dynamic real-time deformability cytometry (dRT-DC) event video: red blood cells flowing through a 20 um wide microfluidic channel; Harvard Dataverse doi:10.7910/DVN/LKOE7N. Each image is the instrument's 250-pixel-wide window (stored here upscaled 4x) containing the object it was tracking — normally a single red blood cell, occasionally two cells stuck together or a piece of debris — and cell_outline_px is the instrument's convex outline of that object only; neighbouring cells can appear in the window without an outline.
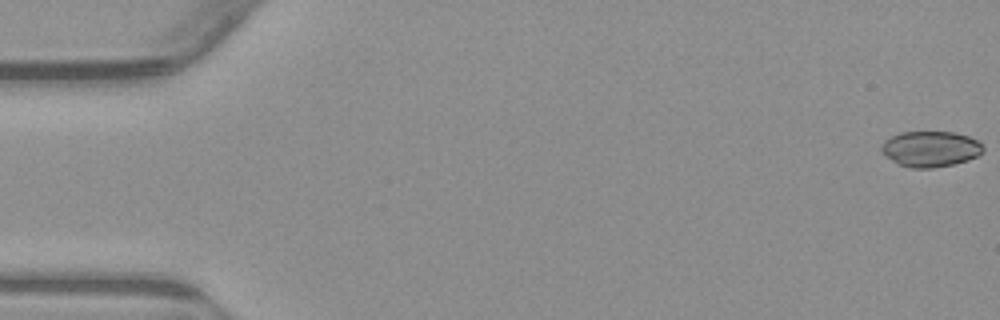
{"species": "common noctule bat (a hibernating species)", "species_latin": "Nyctalus noctula", "temperature_condition": "warm", "stored_images_in_passage": 55, "camera_frame_rate_fps": 3000, "um_per_image_px": 0.085, "animal": {"sex": "male", "body_mass_g": 23.1, "forearm_length_mm": 52.7}, "frame": {"image": 1, "passage_image": 1, "time_ms": 0.0, "image_size_px": [1000, 320], "cell_outline_px": [[984, 152], [968, 160], [952, 164], [932, 168], [912, 168], [900, 164], [888, 156], [880, 148], [884, 140], [900, 132], [956, 132], [968, 136], [984, 144]], "centroid_in_image_um": [79.14, 12.64], "position_along_channel_um": 5.9, "area_um2": 20.98}}
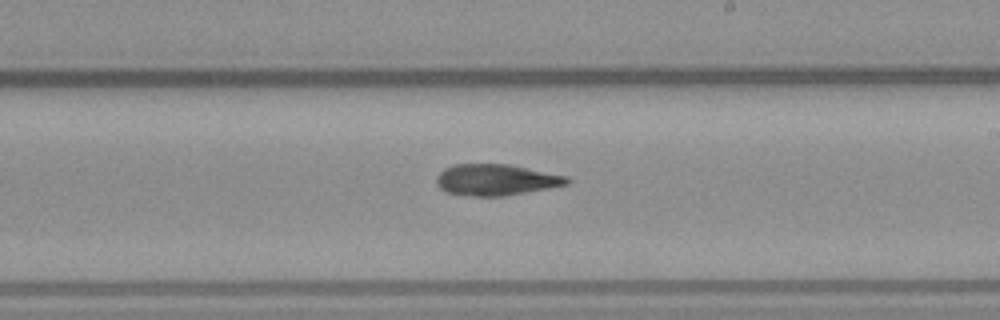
{"frame": {"image": 2, "passage_image": 32, "time_ms": 10.333, "image_size_px": [1000, 320], "cell_outline_px": [[572, 180], [568, 184], [548, 188], [504, 196], [472, 196], [448, 192], [440, 188], [436, 184], [436, 176], [444, 168], [452, 164], [508, 164], [568, 176]], "centroid_in_image_um": [42.16, 15.27], "position_along_channel_um": 246.8, "area_um2": 23.76}}
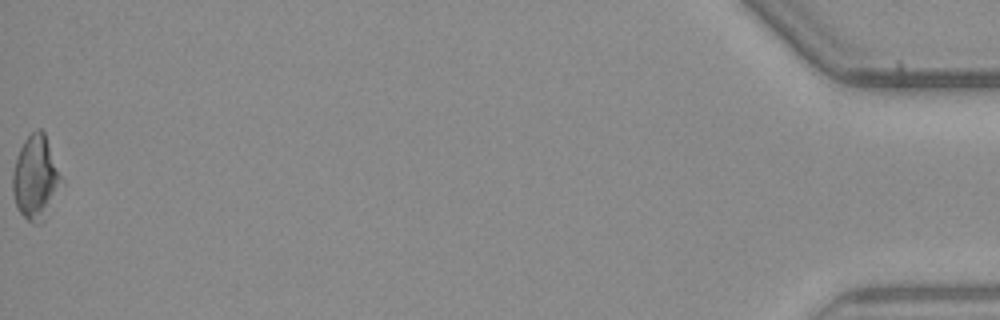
{"frame": {"image": 3, "passage_image": 55, "time_ms": 18.0, "image_size_px": [1000, 320], "cell_outline_px": [[64, 180], [44, 220], [40, 224], [32, 224], [16, 208], [12, 192], [12, 172], [16, 156], [24, 140], [36, 128], [40, 128], [44, 132]], "centroid_in_image_um": [3.03, 15.11], "position_along_channel_um": 432.2, "area_um2": 24.1}, "authors_computed_cell_mechanics": {"area_um2": 23.7558, "velocity_mm_per_s": 3.8448, "shape_relaxation_time_tau1_ms": null, "shape_relaxation_time_tau2_ms": 7.6859, "deformation_change_tau1": null, "deformation_change_tau2": 0.1514}}